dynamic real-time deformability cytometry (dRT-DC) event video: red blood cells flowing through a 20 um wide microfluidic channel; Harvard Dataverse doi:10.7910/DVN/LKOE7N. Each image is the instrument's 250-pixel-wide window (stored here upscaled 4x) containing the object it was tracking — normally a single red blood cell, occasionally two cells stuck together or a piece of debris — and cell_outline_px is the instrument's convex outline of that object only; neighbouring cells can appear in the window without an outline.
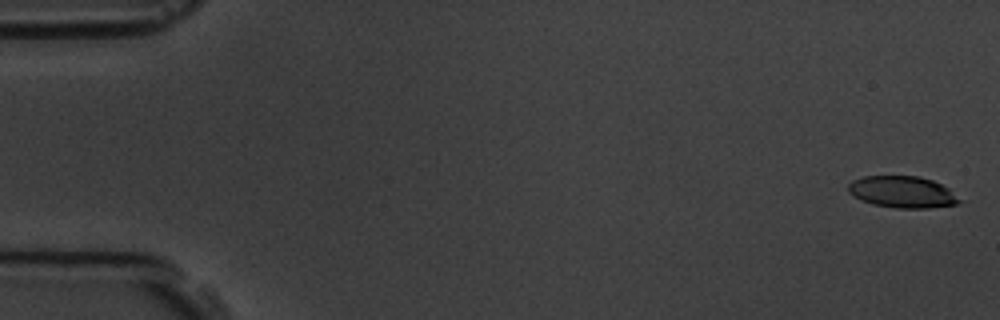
{"species": "common noctule bat (a hibernating species)", "species_latin": "Nyctalus noctula", "temperature_condition": "room temperature", "stored_images_in_passage": 5, "camera_frame_rate_fps": 3000, "um_per_image_px": 0.085, "animal": {"sex": "male", "body_mass_g": 19.5, "forearm_length_mm": 54.6}, "frame": {"image": 1, "passage_image": 1, "time_ms": 0.0, "image_size_px": [1000, 320], "cell_outline_px": [[964, 200], [956, 204], [928, 208], [896, 208], [872, 204], [860, 200], [848, 192], [848, 184], [852, 180], [864, 176], [920, 176], [932, 180], [948, 188]], "centroid_in_image_um": [76.7, 16.32], "position_along_channel_um": 8.3, "area_um2": 20.63}}
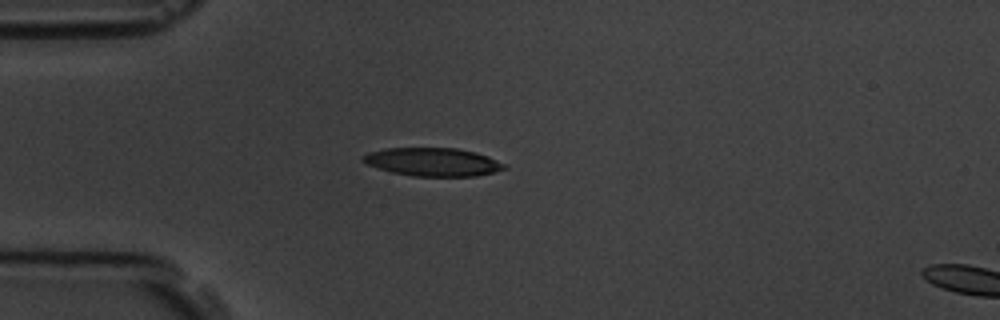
{"frame": {"image": 2, "passage_image": 5, "time_ms": 4.667, "image_size_px": [1000, 320], "cell_outline_px": [[508, 168], [476, 176], [412, 176], [392, 172], [368, 164], [360, 160], [360, 156], [368, 152], [384, 148], [456, 148], [476, 152], [488, 156], [504, 164]], "centroid_in_image_um": [36.76, 13.76], "position_along_channel_um": 48.2, "area_um2": 23.24}}